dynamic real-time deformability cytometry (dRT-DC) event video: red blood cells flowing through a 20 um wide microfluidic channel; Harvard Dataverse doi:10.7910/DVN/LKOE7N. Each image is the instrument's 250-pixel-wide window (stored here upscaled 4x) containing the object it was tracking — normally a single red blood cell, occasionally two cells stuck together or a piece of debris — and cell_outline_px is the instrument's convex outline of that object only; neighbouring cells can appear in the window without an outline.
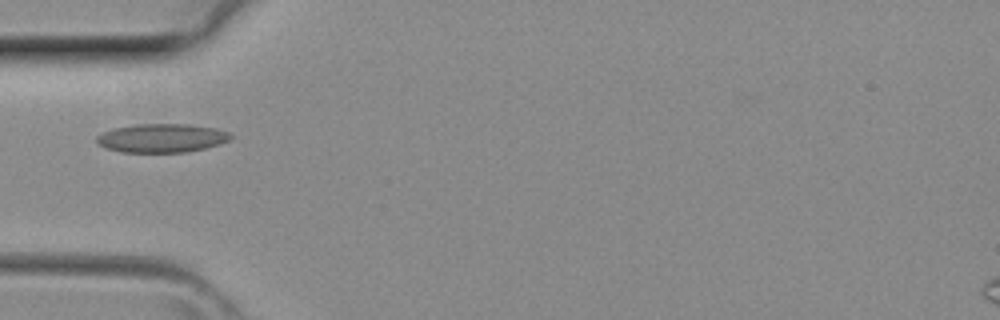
{"species": "common noctule bat (a hibernating species)", "species_latin": "Nyctalus noctula", "temperature_condition": "room temperature", "stored_images_in_passage": 1, "camera_frame_rate_fps": 3000, "um_per_image_px": 0.085, "animal": {"sex": "female", "body_mass_g": 29.2, "forearm_length_mm": 56.3}, "frame": {"image": 1, "passage_image": 1, "time_ms": 0.0, "image_size_px": [1000, 320], "cell_outline_px": [[232, 136], [228, 140], [220, 144], [188, 152], [120, 152], [104, 148], [96, 144], [96, 136], [112, 128], [136, 124], [192, 124], [216, 128], [228, 132]], "centroid_in_image_um": [13.71, 11.73], "position_along_channel_um": 71.3, "area_um2": 22.6}}